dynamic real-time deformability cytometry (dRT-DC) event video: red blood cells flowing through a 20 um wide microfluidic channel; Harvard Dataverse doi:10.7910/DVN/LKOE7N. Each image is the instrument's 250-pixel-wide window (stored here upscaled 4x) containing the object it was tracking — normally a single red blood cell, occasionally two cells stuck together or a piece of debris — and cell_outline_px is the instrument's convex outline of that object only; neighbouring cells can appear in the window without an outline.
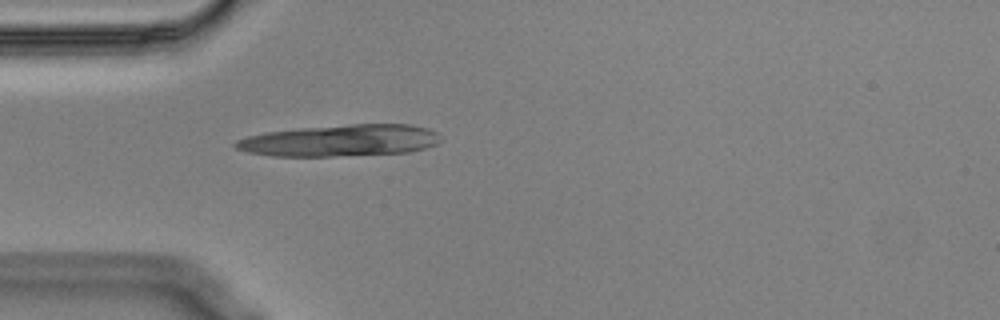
{"species": "Egyptian fruit bat (a non-hibernating species)", "species_latin": "Rousettus aegyptiacus", "temperature_condition": "cold", "stored_images_in_passage": 26, "camera_frame_rate_fps": 3000, "um_per_image_px": 0.085, "animal": {"sex": "male"}, "frame": {"image": 1, "passage_image": 1, "time_ms": 0.0, "image_size_px": [1000, 320], "cell_outline_px": [[444, 140], [436, 144], [424, 148], [408, 152], [332, 156], [272, 156], [248, 152], [236, 148], [232, 144], [236, 140], [248, 136], [264, 132], [300, 128], [352, 124], [408, 124], [428, 128], [436, 132]], "centroid_in_image_um": [28.92, 11.94], "position_along_channel_um": 56.1, "area_um2": 37.86}}